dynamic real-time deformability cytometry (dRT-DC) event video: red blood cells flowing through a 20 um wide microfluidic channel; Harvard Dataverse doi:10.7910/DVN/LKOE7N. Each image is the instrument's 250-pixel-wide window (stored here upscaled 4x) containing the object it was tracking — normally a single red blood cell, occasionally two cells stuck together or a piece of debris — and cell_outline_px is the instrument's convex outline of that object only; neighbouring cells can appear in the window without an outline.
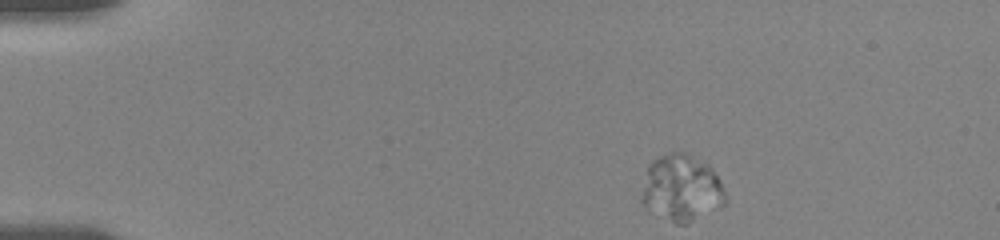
{"species": "human", "species_latin": "Homo sapiens", "temperature_condition": "room temperature", "stored_images_in_passage": 67, "camera_frame_rate_fps": 3000, "um_per_image_px": 0.085, "donor": {"sex": "female"}, "frame": {"image": 1, "passage_image": 1, "time_ms": 0.0, "image_size_px": [1000, 240], "cell_outline_px": [[728, 200], [720, 208], [684, 224], [676, 224], [648, 208], [640, 200], [648, 164], [652, 160], [660, 156], [672, 152], [684, 152], [708, 164], [712, 168], [720, 180]], "centroid_in_image_um": [57.96, 15.98], "position_along_channel_um": 27.0, "area_um2": 32.31}}
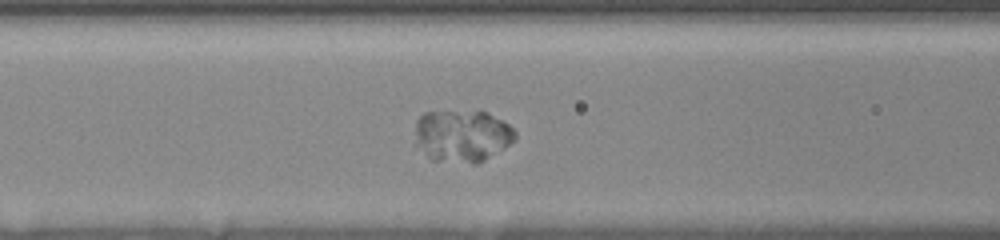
{"frame": {"image": 2, "passage_image": 19, "time_ms": 5.0, "image_size_px": [1000, 240], "cell_outline_px": [[516, 140], [504, 148], [484, 160], [476, 164], [472, 164], [432, 160], [412, 144], [416, 120], [424, 112], [488, 112], [508, 124], [516, 132]], "centroid_in_image_um": [39.22, 11.57], "position_along_channel_um": 127.4, "area_um2": 30.87}}
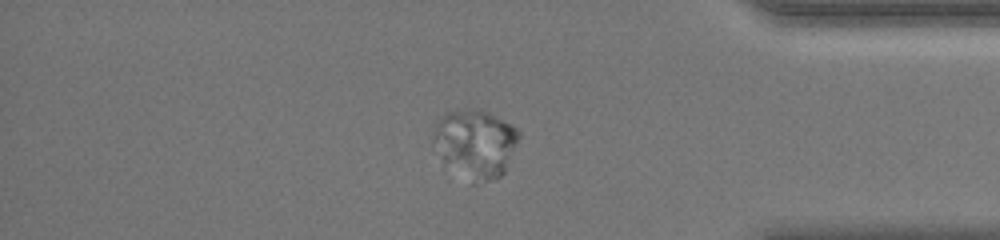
{"frame": {"image": 3, "passage_image": 55, "time_ms": 13.0, "image_size_px": [1000, 240], "cell_outline_px": [[520, 136], [504, 172], [496, 180], [480, 180], [444, 164], [432, 152], [432, 136], [436, 120], [444, 112], [472, 108], [484, 112], [512, 124], [520, 132]], "centroid_in_image_um": [40.33, 12.14], "position_along_channel_um": 394.9, "area_um2": 33.76}, "authors_computed_cell_mechanics": {"area_um2": 30.8652, "velocity_mm_per_s": 3.5724, "shape_relaxation_time_tau1_ms": 0.6092, "shape_relaxation_time_tau2_ms": null, "deformation_change_tau1": 0.0398, "deformation_change_tau2": null}}